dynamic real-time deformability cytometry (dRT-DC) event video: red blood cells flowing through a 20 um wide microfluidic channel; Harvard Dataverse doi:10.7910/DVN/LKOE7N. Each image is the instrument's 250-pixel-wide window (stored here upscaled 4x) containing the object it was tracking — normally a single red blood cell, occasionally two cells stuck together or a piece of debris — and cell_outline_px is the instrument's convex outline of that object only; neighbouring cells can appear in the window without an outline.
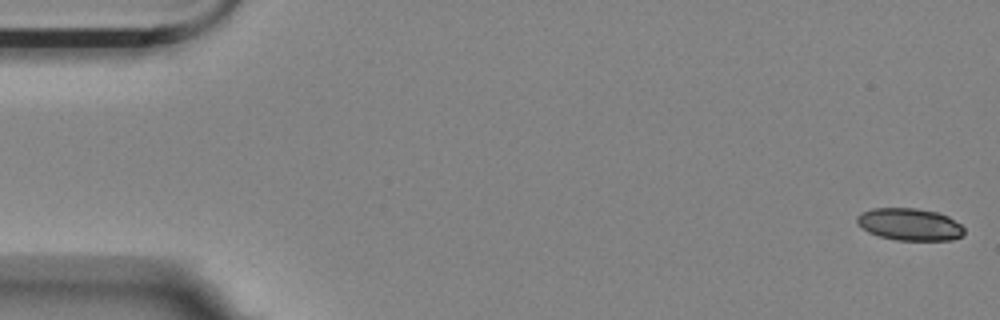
{"species": "Egyptian fruit bat (a non-hibernating species)", "species_latin": "Rousettus aegyptiacus", "temperature_condition": "room temperature", "stored_images_in_passage": 55, "camera_frame_rate_fps": 3000, "um_per_image_px": 0.085, "animal": {"sex": "female"}, "frame": {"image": 1, "passage_image": 1, "time_ms": 0.0, "image_size_px": [1000, 320], "cell_outline_px": [[964, 236], [952, 240], [896, 240], [880, 236], [868, 232], [856, 224], [856, 216], [872, 208], [916, 208], [936, 212], [948, 216], [960, 224], [964, 228]], "centroid_in_image_um": [77.32, 19.07], "position_along_channel_um": 7.7, "area_um2": 20.17}}
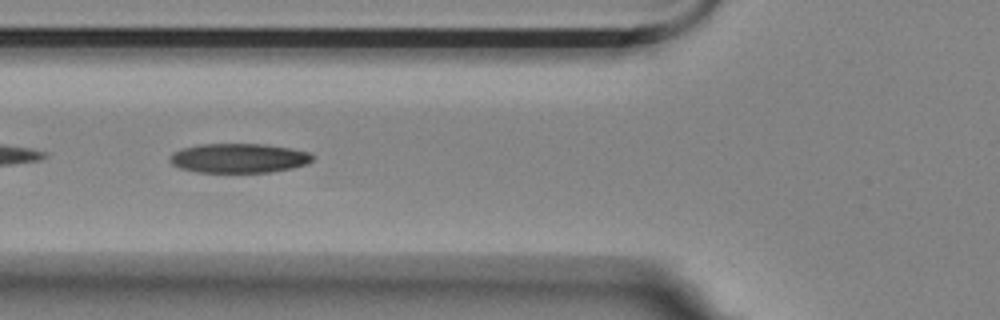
{"frame": {"image": 2, "passage_image": 20, "time_ms": 6.333, "image_size_px": [1000, 320], "cell_outline_px": [[312, 160], [308, 164], [292, 168], [272, 172], [196, 172], [180, 168], [172, 164], [168, 160], [168, 156], [172, 152], [180, 148], [200, 144], [264, 144], [292, 148], [308, 152], [312, 156]], "centroid_in_image_um": [20.26, 13.44], "position_along_channel_um": 105.5, "area_um2": 24.68}}
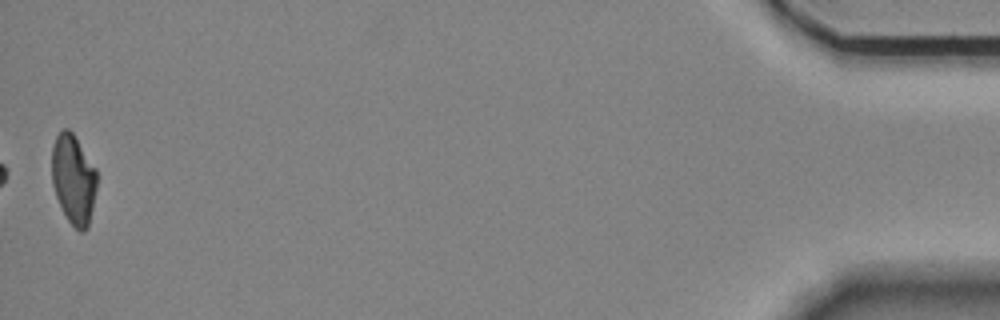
{"frame": {"image": 3, "passage_image": 55, "time_ms": 18.0, "image_size_px": [1000, 320], "cell_outline_px": [[96, 188], [88, 228], [84, 232], [80, 232], [68, 220], [56, 196], [52, 184], [52, 148], [56, 136], [64, 128], [68, 128], [72, 132], [96, 168]], "centroid_in_image_um": [6.24, 15.23], "position_along_channel_um": 429.0, "area_um2": 23.29}, "authors_computed_cell_mechanics": {"area_um2": 23.9292, "velocity_mm_per_s": 3.5712, "shape_relaxation_time_tau1_ms": 6.3117, "shape_relaxation_time_tau2_ms": 5.3032, "deformation_change_tau1": 0.1935, "deformation_change_tau2": 0.1327}}